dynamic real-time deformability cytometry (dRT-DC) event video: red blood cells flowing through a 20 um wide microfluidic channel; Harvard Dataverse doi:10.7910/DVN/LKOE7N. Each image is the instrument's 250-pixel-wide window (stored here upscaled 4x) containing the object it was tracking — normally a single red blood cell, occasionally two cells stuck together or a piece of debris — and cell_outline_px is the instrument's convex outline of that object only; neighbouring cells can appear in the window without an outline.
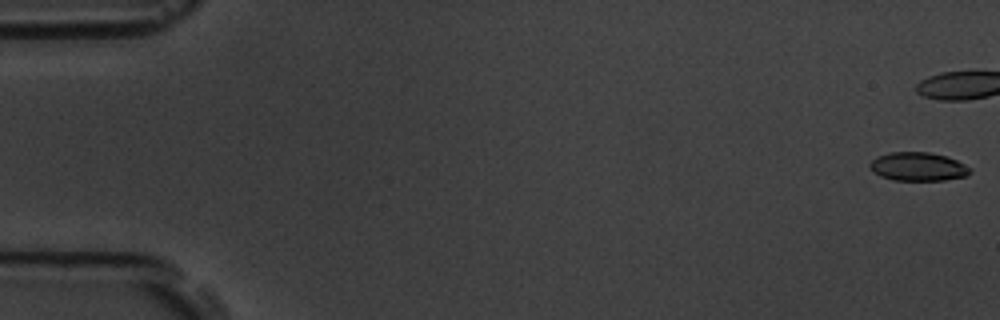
{"species": "common noctule bat (a hibernating species)", "species_latin": "Nyctalus noctula", "temperature_condition": "room temperature", "stored_images_in_passage": 43, "camera_frame_rate_fps": 3000, "um_per_image_px": 0.085, "animal": {"sex": "male", "body_mass_g": 19.5, "forearm_length_mm": 54.6}, "frame": {"image": 1, "passage_image": 1, "time_ms": 0.0, "image_size_px": [1000, 320], "cell_outline_px": [[972, 172], [968, 176], [944, 180], [892, 180], [880, 176], [868, 164], [876, 156], [892, 152], [928, 152], [944, 156], [956, 160], [972, 168]], "centroid_in_image_um": [78.06, 14.17], "position_along_channel_um": 6.9, "area_um2": 16.65}}
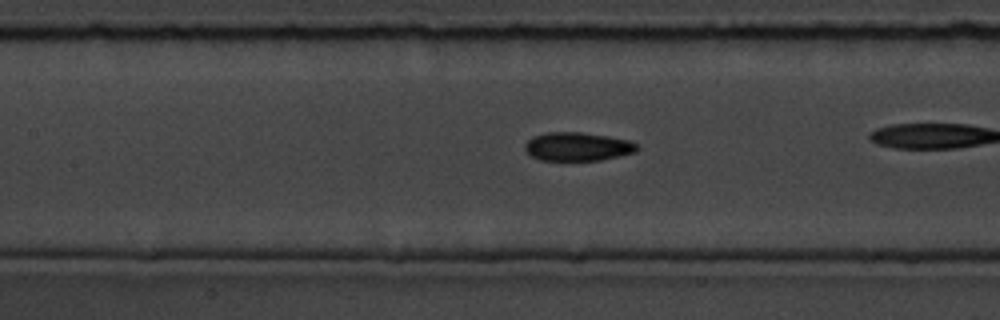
{"frame": {"image": 2, "passage_image": 25, "time_ms": 8.0, "image_size_px": [1000, 320], "cell_outline_px": [[640, 148], [636, 152], [620, 156], [600, 160], [540, 160], [532, 156], [524, 148], [524, 144], [532, 136], [548, 132], [580, 132], [608, 136], [628, 140], [636, 144]], "centroid_in_image_um": [49.1, 12.46], "position_along_channel_um": 158.3, "area_um2": 18.67}}